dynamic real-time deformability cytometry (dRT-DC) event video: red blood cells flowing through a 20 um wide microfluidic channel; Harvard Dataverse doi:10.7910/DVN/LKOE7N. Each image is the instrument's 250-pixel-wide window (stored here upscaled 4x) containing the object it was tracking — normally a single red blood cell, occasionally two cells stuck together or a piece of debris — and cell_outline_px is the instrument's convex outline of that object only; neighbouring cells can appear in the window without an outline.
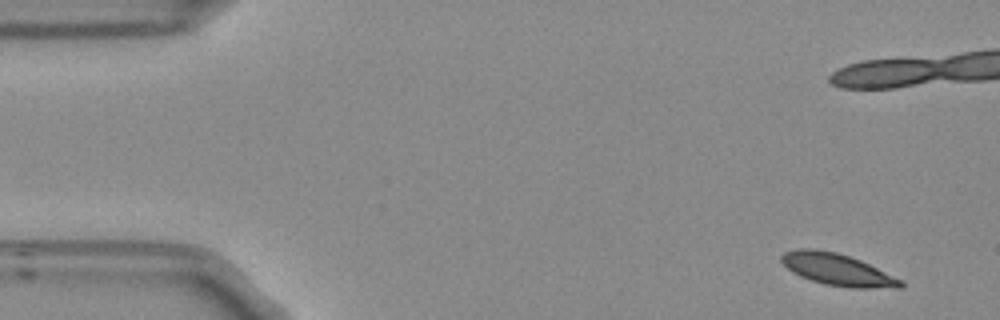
{"species": "Egyptian fruit bat (a non-hibernating species)", "species_latin": "Rousettus aegyptiacus", "temperature_condition": "room temperature", "stored_images_in_passage": 12, "camera_frame_rate_fps": 3000, "um_per_image_px": 0.085, "frame": {"image": 1, "passage_image": 1, "time_ms": 0.0, "image_size_px": [1000, 320], "cell_outline_px": [[904, 284], [900, 288], [848, 288], [824, 284], [800, 276], [792, 272], [780, 260], [780, 256], [784, 252], [796, 248], [816, 248], [836, 252], [860, 260], [904, 280]], "centroid_in_image_um": [71.18, 22.91], "position_along_channel_um": 13.8, "area_um2": 22.31}}